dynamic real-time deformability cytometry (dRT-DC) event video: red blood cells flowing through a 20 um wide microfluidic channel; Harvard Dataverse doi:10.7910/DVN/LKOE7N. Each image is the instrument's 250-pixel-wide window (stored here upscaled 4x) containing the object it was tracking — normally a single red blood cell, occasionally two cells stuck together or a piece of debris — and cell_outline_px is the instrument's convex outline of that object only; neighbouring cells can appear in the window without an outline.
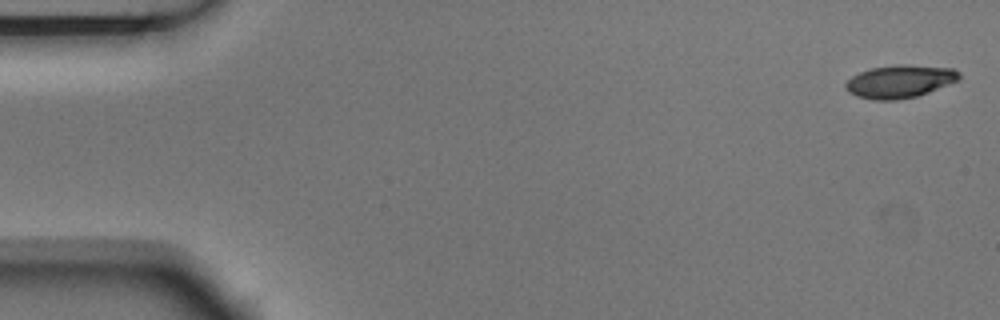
{"species": "Egyptian fruit bat (a non-hibernating species)", "species_latin": "Rousettus aegyptiacus", "temperature_condition": "room temperature", "stored_images_in_passage": 6, "segment_of_instrument_passage": [1, 2], "camera_frame_rate_fps": 3000, "um_per_image_px": 0.085, "animal": {"sex": "male"}, "frame": {"image": 1, "passage_image": 1, "time_ms": 0.0, "image_size_px": [1000, 320], "cell_outline_px": [[960, 80], [928, 92], [916, 96], [896, 100], [876, 100], [856, 96], [848, 92], [844, 88], [844, 84], [852, 76], [860, 72], [872, 68], [896, 64], [904, 64], [952, 68], [960, 72]], "centroid_in_image_um": [76.48, 6.92], "position_along_channel_um": 8.5, "area_um2": 21.79}}
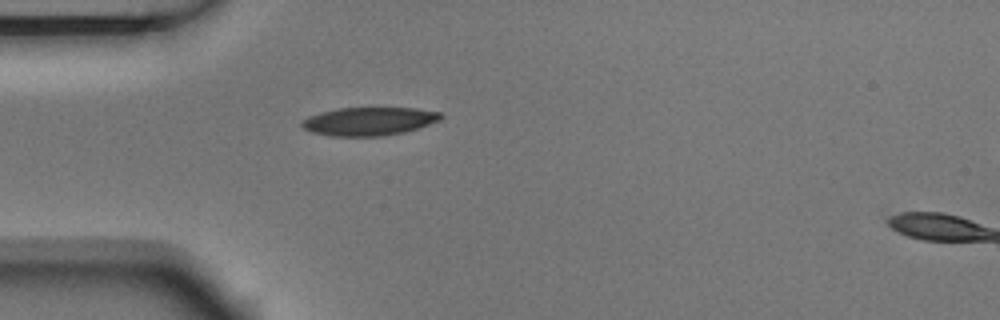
{"frame": {"image": 2, "passage_image": 5, "time_ms": 1.333, "image_size_px": [1000, 320], "cell_outline_px": [[444, 116], [440, 120], [404, 132], [380, 136], [332, 136], [312, 132], [304, 128], [300, 124], [308, 116], [320, 112], [336, 108], [416, 108], [440, 112]], "centroid_in_image_um": [31.36, 10.3], "position_along_channel_um": 53.6, "area_um2": 22.77}}